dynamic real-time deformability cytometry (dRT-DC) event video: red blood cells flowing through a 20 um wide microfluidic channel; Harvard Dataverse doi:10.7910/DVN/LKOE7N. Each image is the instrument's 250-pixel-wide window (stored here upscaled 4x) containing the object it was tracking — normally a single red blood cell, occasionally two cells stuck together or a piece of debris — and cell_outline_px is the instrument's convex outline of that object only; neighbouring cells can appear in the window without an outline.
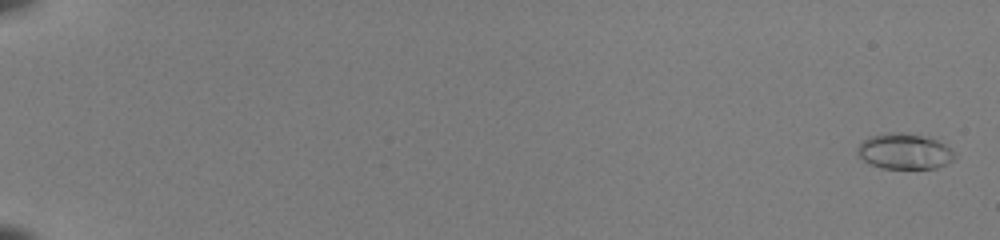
{"species": "common noctule bat (a hibernating species)", "species_latin": "Nyctalus noctula", "temperature_condition": "room temperature", "stored_images_in_passage": 53, "camera_frame_rate_fps": 3000, "um_per_image_px": 0.085, "animal": {"sex": "female", "body_mass_g": 22.0, "forearm_length_mm": 56.7}, "frame": {"image": 1, "passage_image": 2, "time_ms": 0.333, "image_size_px": [1000, 240], "cell_outline_px": [[956, 156], [948, 164], [936, 168], [880, 168], [868, 164], [856, 152], [856, 148], [864, 140], [872, 136], [888, 132], [900, 132], [920, 136], [936, 140], [952, 148], [956, 152]], "centroid_in_image_um": [76.89, 12.88], "position_along_channel_um": 8.1, "area_um2": 20.17}}
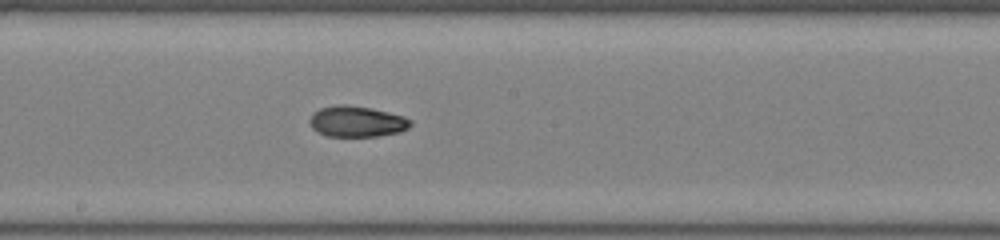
{"frame": {"image": 2, "passage_image": 33, "time_ms": 10.667, "image_size_px": [1000, 240], "cell_outline_px": [[412, 124], [408, 128], [400, 132], [376, 136], [324, 136], [316, 132], [312, 128], [308, 120], [312, 112], [320, 108], [340, 104], [344, 104], [372, 108], [404, 116], [412, 120]], "centroid_in_image_um": [30.3, 10.32], "position_along_channel_um": 217.9, "area_um2": 18.38}}
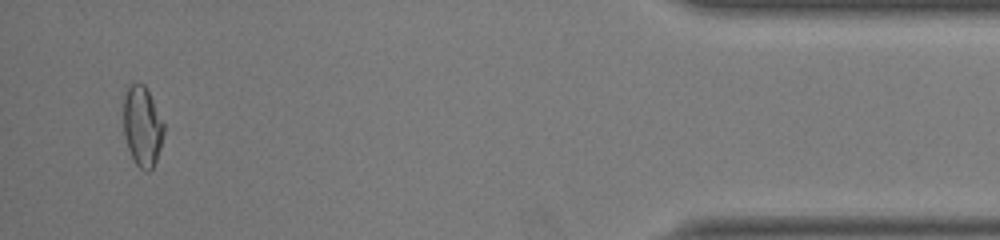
{"frame": {"image": 3, "passage_image": 52, "time_ms": 17.0, "image_size_px": [1000, 240], "cell_outline_px": [[164, 132], [160, 148], [156, 160], [152, 168], [148, 172], [140, 168], [136, 164], [128, 148], [124, 132], [124, 96], [128, 84], [136, 80], [144, 84], [164, 124]], "centroid_in_image_um": [12.08, 10.7], "position_along_channel_um": 423.1, "area_um2": 18.73}, "authors_computed_cell_mechanics": {"area_um2": 18.2648, "velocity_mm_per_s": 4.0961, "shape_relaxation_time_tau1_ms": 4.7989, "shape_relaxation_time_tau2_ms": 1.806, "deformation_change_tau1": 0.1866, "deformation_change_tau2": 0.0631}}